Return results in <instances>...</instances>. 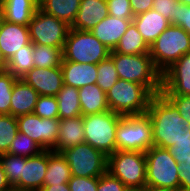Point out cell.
<instances>
[{"label":"cell","mask_w":190,"mask_h":191,"mask_svg":"<svg viewBox=\"0 0 190 191\" xmlns=\"http://www.w3.org/2000/svg\"><path fill=\"white\" fill-rule=\"evenodd\" d=\"M133 19L116 18L108 15L90 32L110 51L117 46Z\"/></svg>","instance_id":"cell-18"},{"label":"cell","mask_w":190,"mask_h":191,"mask_svg":"<svg viewBox=\"0 0 190 191\" xmlns=\"http://www.w3.org/2000/svg\"><path fill=\"white\" fill-rule=\"evenodd\" d=\"M109 15L116 18L133 19L130 0H107Z\"/></svg>","instance_id":"cell-37"},{"label":"cell","mask_w":190,"mask_h":191,"mask_svg":"<svg viewBox=\"0 0 190 191\" xmlns=\"http://www.w3.org/2000/svg\"><path fill=\"white\" fill-rule=\"evenodd\" d=\"M33 113L41 118L59 119L56 96L40 95Z\"/></svg>","instance_id":"cell-36"},{"label":"cell","mask_w":190,"mask_h":191,"mask_svg":"<svg viewBox=\"0 0 190 191\" xmlns=\"http://www.w3.org/2000/svg\"><path fill=\"white\" fill-rule=\"evenodd\" d=\"M44 149L26 134L17 132L7 153L22 157H32L40 154Z\"/></svg>","instance_id":"cell-32"},{"label":"cell","mask_w":190,"mask_h":191,"mask_svg":"<svg viewBox=\"0 0 190 191\" xmlns=\"http://www.w3.org/2000/svg\"><path fill=\"white\" fill-rule=\"evenodd\" d=\"M146 114L152 123L154 146L168 149L190 133V125L162 93L151 98Z\"/></svg>","instance_id":"cell-1"},{"label":"cell","mask_w":190,"mask_h":191,"mask_svg":"<svg viewBox=\"0 0 190 191\" xmlns=\"http://www.w3.org/2000/svg\"><path fill=\"white\" fill-rule=\"evenodd\" d=\"M125 188L126 186L108 171L99 177L97 191H124Z\"/></svg>","instance_id":"cell-40"},{"label":"cell","mask_w":190,"mask_h":191,"mask_svg":"<svg viewBox=\"0 0 190 191\" xmlns=\"http://www.w3.org/2000/svg\"><path fill=\"white\" fill-rule=\"evenodd\" d=\"M48 165V150L28 157L23 162L20 177V191H39L43 187L44 177Z\"/></svg>","instance_id":"cell-16"},{"label":"cell","mask_w":190,"mask_h":191,"mask_svg":"<svg viewBox=\"0 0 190 191\" xmlns=\"http://www.w3.org/2000/svg\"><path fill=\"white\" fill-rule=\"evenodd\" d=\"M99 177L72 176L68 181L70 191H97Z\"/></svg>","instance_id":"cell-39"},{"label":"cell","mask_w":190,"mask_h":191,"mask_svg":"<svg viewBox=\"0 0 190 191\" xmlns=\"http://www.w3.org/2000/svg\"><path fill=\"white\" fill-rule=\"evenodd\" d=\"M107 171L125 186L146 187L144 152L116 150L107 156Z\"/></svg>","instance_id":"cell-9"},{"label":"cell","mask_w":190,"mask_h":191,"mask_svg":"<svg viewBox=\"0 0 190 191\" xmlns=\"http://www.w3.org/2000/svg\"><path fill=\"white\" fill-rule=\"evenodd\" d=\"M33 60V43L30 42L7 61L6 70L13 76L22 78L34 67Z\"/></svg>","instance_id":"cell-29"},{"label":"cell","mask_w":190,"mask_h":191,"mask_svg":"<svg viewBox=\"0 0 190 191\" xmlns=\"http://www.w3.org/2000/svg\"><path fill=\"white\" fill-rule=\"evenodd\" d=\"M34 1L39 5L41 0H34Z\"/></svg>","instance_id":"cell-52"},{"label":"cell","mask_w":190,"mask_h":191,"mask_svg":"<svg viewBox=\"0 0 190 191\" xmlns=\"http://www.w3.org/2000/svg\"><path fill=\"white\" fill-rule=\"evenodd\" d=\"M182 27L190 35V5L177 2V9L173 15V24Z\"/></svg>","instance_id":"cell-41"},{"label":"cell","mask_w":190,"mask_h":191,"mask_svg":"<svg viewBox=\"0 0 190 191\" xmlns=\"http://www.w3.org/2000/svg\"><path fill=\"white\" fill-rule=\"evenodd\" d=\"M115 136L117 151L145 153L154 146L152 123L147 114L122 116Z\"/></svg>","instance_id":"cell-5"},{"label":"cell","mask_w":190,"mask_h":191,"mask_svg":"<svg viewBox=\"0 0 190 191\" xmlns=\"http://www.w3.org/2000/svg\"><path fill=\"white\" fill-rule=\"evenodd\" d=\"M186 53H190V35L182 27L172 24L149 50L153 64L161 74Z\"/></svg>","instance_id":"cell-4"},{"label":"cell","mask_w":190,"mask_h":191,"mask_svg":"<svg viewBox=\"0 0 190 191\" xmlns=\"http://www.w3.org/2000/svg\"><path fill=\"white\" fill-rule=\"evenodd\" d=\"M30 41L37 45L63 48L70 26L39 8L33 15L29 25Z\"/></svg>","instance_id":"cell-11"},{"label":"cell","mask_w":190,"mask_h":191,"mask_svg":"<svg viewBox=\"0 0 190 191\" xmlns=\"http://www.w3.org/2000/svg\"><path fill=\"white\" fill-rule=\"evenodd\" d=\"M146 187H139V186H126L124 191H145Z\"/></svg>","instance_id":"cell-48"},{"label":"cell","mask_w":190,"mask_h":191,"mask_svg":"<svg viewBox=\"0 0 190 191\" xmlns=\"http://www.w3.org/2000/svg\"><path fill=\"white\" fill-rule=\"evenodd\" d=\"M161 93L190 96V53L184 54L161 74Z\"/></svg>","instance_id":"cell-13"},{"label":"cell","mask_w":190,"mask_h":191,"mask_svg":"<svg viewBox=\"0 0 190 191\" xmlns=\"http://www.w3.org/2000/svg\"><path fill=\"white\" fill-rule=\"evenodd\" d=\"M26 157L9 153L0 154V164L6 173L8 182L16 191H20V177L22 176L23 162Z\"/></svg>","instance_id":"cell-31"},{"label":"cell","mask_w":190,"mask_h":191,"mask_svg":"<svg viewBox=\"0 0 190 191\" xmlns=\"http://www.w3.org/2000/svg\"><path fill=\"white\" fill-rule=\"evenodd\" d=\"M39 191H70L68 183L57 185H43Z\"/></svg>","instance_id":"cell-47"},{"label":"cell","mask_w":190,"mask_h":191,"mask_svg":"<svg viewBox=\"0 0 190 191\" xmlns=\"http://www.w3.org/2000/svg\"><path fill=\"white\" fill-rule=\"evenodd\" d=\"M40 95L21 78H17L12 88L10 115L18 117L32 114Z\"/></svg>","instance_id":"cell-20"},{"label":"cell","mask_w":190,"mask_h":191,"mask_svg":"<svg viewBox=\"0 0 190 191\" xmlns=\"http://www.w3.org/2000/svg\"><path fill=\"white\" fill-rule=\"evenodd\" d=\"M153 96L144 85L124 79H118L106 92L110 111L121 116L146 114Z\"/></svg>","instance_id":"cell-3"},{"label":"cell","mask_w":190,"mask_h":191,"mask_svg":"<svg viewBox=\"0 0 190 191\" xmlns=\"http://www.w3.org/2000/svg\"><path fill=\"white\" fill-rule=\"evenodd\" d=\"M132 21L149 46L171 25L169 20L153 9L134 16Z\"/></svg>","instance_id":"cell-23"},{"label":"cell","mask_w":190,"mask_h":191,"mask_svg":"<svg viewBox=\"0 0 190 191\" xmlns=\"http://www.w3.org/2000/svg\"><path fill=\"white\" fill-rule=\"evenodd\" d=\"M178 164L190 160V133L168 148Z\"/></svg>","instance_id":"cell-38"},{"label":"cell","mask_w":190,"mask_h":191,"mask_svg":"<svg viewBox=\"0 0 190 191\" xmlns=\"http://www.w3.org/2000/svg\"><path fill=\"white\" fill-rule=\"evenodd\" d=\"M177 2V0H154L152 9L169 20L170 24H173Z\"/></svg>","instance_id":"cell-43"},{"label":"cell","mask_w":190,"mask_h":191,"mask_svg":"<svg viewBox=\"0 0 190 191\" xmlns=\"http://www.w3.org/2000/svg\"><path fill=\"white\" fill-rule=\"evenodd\" d=\"M81 0H41L39 9L71 26L77 16Z\"/></svg>","instance_id":"cell-26"},{"label":"cell","mask_w":190,"mask_h":191,"mask_svg":"<svg viewBox=\"0 0 190 191\" xmlns=\"http://www.w3.org/2000/svg\"><path fill=\"white\" fill-rule=\"evenodd\" d=\"M30 42L28 26L10 23L0 17V51L6 61Z\"/></svg>","instance_id":"cell-15"},{"label":"cell","mask_w":190,"mask_h":191,"mask_svg":"<svg viewBox=\"0 0 190 191\" xmlns=\"http://www.w3.org/2000/svg\"><path fill=\"white\" fill-rule=\"evenodd\" d=\"M14 188L8 182L6 173L3 170L2 165L0 164V191H13Z\"/></svg>","instance_id":"cell-46"},{"label":"cell","mask_w":190,"mask_h":191,"mask_svg":"<svg viewBox=\"0 0 190 191\" xmlns=\"http://www.w3.org/2000/svg\"><path fill=\"white\" fill-rule=\"evenodd\" d=\"M178 110L179 114L190 125V96L164 95Z\"/></svg>","instance_id":"cell-42"},{"label":"cell","mask_w":190,"mask_h":191,"mask_svg":"<svg viewBox=\"0 0 190 191\" xmlns=\"http://www.w3.org/2000/svg\"><path fill=\"white\" fill-rule=\"evenodd\" d=\"M72 176L100 177L107 171V156L90 144L82 143L61 151Z\"/></svg>","instance_id":"cell-10"},{"label":"cell","mask_w":190,"mask_h":191,"mask_svg":"<svg viewBox=\"0 0 190 191\" xmlns=\"http://www.w3.org/2000/svg\"><path fill=\"white\" fill-rule=\"evenodd\" d=\"M82 116L109 111L106 93L96 84L78 89Z\"/></svg>","instance_id":"cell-24"},{"label":"cell","mask_w":190,"mask_h":191,"mask_svg":"<svg viewBox=\"0 0 190 191\" xmlns=\"http://www.w3.org/2000/svg\"><path fill=\"white\" fill-rule=\"evenodd\" d=\"M177 168L179 170V189L190 191V160L178 164Z\"/></svg>","instance_id":"cell-44"},{"label":"cell","mask_w":190,"mask_h":191,"mask_svg":"<svg viewBox=\"0 0 190 191\" xmlns=\"http://www.w3.org/2000/svg\"><path fill=\"white\" fill-rule=\"evenodd\" d=\"M146 187L178 190V163L167 148L152 146L145 152Z\"/></svg>","instance_id":"cell-6"},{"label":"cell","mask_w":190,"mask_h":191,"mask_svg":"<svg viewBox=\"0 0 190 191\" xmlns=\"http://www.w3.org/2000/svg\"><path fill=\"white\" fill-rule=\"evenodd\" d=\"M109 15L107 2L103 0H81L77 16L70 28L91 31Z\"/></svg>","instance_id":"cell-17"},{"label":"cell","mask_w":190,"mask_h":191,"mask_svg":"<svg viewBox=\"0 0 190 191\" xmlns=\"http://www.w3.org/2000/svg\"><path fill=\"white\" fill-rule=\"evenodd\" d=\"M97 71L96 84L106 93L119 79L113 59L109 56L102 60L97 64Z\"/></svg>","instance_id":"cell-34"},{"label":"cell","mask_w":190,"mask_h":191,"mask_svg":"<svg viewBox=\"0 0 190 191\" xmlns=\"http://www.w3.org/2000/svg\"><path fill=\"white\" fill-rule=\"evenodd\" d=\"M56 98L59 119L75 118L82 115L77 88L63 84Z\"/></svg>","instance_id":"cell-28"},{"label":"cell","mask_w":190,"mask_h":191,"mask_svg":"<svg viewBox=\"0 0 190 191\" xmlns=\"http://www.w3.org/2000/svg\"><path fill=\"white\" fill-rule=\"evenodd\" d=\"M84 137L82 115L75 118L59 119V136L51 151L61 152L66 148L82 144Z\"/></svg>","instance_id":"cell-22"},{"label":"cell","mask_w":190,"mask_h":191,"mask_svg":"<svg viewBox=\"0 0 190 191\" xmlns=\"http://www.w3.org/2000/svg\"><path fill=\"white\" fill-rule=\"evenodd\" d=\"M63 48L33 44V63L38 68H54L61 66Z\"/></svg>","instance_id":"cell-30"},{"label":"cell","mask_w":190,"mask_h":191,"mask_svg":"<svg viewBox=\"0 0 190 191\" xmlns=\"http://www.w3.org/2000/svg\"><path fill=\"white\" fill-rule=\"evenodd\" d=\"M181 4L190 5V0H177Z\"/></svg>","instance_id":"cell-51"},{"label":"cell","mask_w":190,"mask_h":191,"mask_svg":"<svg viewBox=\"0 0 190 191\" xmlns=\"http://www.w3.org/2000/svg\"><path fill=\"white\" fill-rule=\"evenodd\" d=\"M16 79L9 71H0V114H10L12 88Z\"/></svg>","instance_id":"cell-35"},{"label":"cell","mask_w":190,"mask_h":191,"mask_svg":"<svg viewBox=\"0 0 190 191\" xmlns=\"http://www.w3.org/2000/svg\"><path fill=\"white\" fill-rule=\"evenodd\" d=\"M153 2L154 0H130L133 15L136 16L151 10L153 8Z\"/></svg>","instance_id":"cell-45"},{"label":"cell","mask_w":190,"mask_h":191,"mask_svg":"<svg viewBox=\"0 0 190 191\" xmlns=\"http://www.w3.org/2000/svg\"><path fill=\"white\" fill-rule=\"evenodd\" d=\"M39 95L56 96L63 87L61 67L38 68L33 67L22 78Z\"/></svg>","instance_id":"cell-14"},{"label":"cell","mask_w":190,"mask_h":191,"mask_svg":"<svg viewBox=\"0 0 190 191\" xmlns=\"http://www.w3.org/2000/svg\"><path fill=\"white\" fill-rule=\"evenodd\" d=\"M145 191H174V190L146 187Z\"/></svg>","instance_id":"cell-50"},{"label":"cell","mask_w":190,"mask_h":191,"mask_svg":"<svg viewBox=\"0 0 190 191\" xmlns=\"http://www.w3.org/2000/svg\"><path fill=\"white\" fill-rule=\"evenodd\" d=\"M38 8L34 0H1L0 17L10 23L28 26Z\"/></svg>","instance_id":"cell-21"},{"label":"cell","mask_w":190,"mask_h":191,"mask_svg":"<svg viewBox=\"0 0 190 191\" xmlns=\"http://www.w3.org/2000/svg\"><path fill=\"white\" fill-rule=\"evenodd\" d=\"M63 84L77 89L96 83L97 64L62 61Z\"/></svg>","instance_id":"cell-19"},{"label":"cell","mask_w":190,"mask_h":191,"mask_svg":"<svg viewBox=\"0 0 190 191\" xmlns=\"http://www.w3.org/2000/svg\"><path fill=\"white\" fill-rule=\"evenodd\" d=\"M118 78L144 85L153 95L161 93V73L149 53L126 55L110 52Z\"/></svg>","instance_id":"cell-2"},{"label":"cell","mask_w":190,"mask_h":191,"mask_svg":"<svg viewBox=\"0 0 190 191\" xmlns=\"http://www.w3.org/2000/svg\"><path fill=\"white\" fill-rule=\"evenodd\" d=\"M6 64H7V61L4 59V57L0 51V71L6 70Z\"/></svg>","instance_id":"cell-49"},{"label":"cell","mask_w":190,"mask_h":191,"mask_svg":"<svg viewBox=\"0 0 190 191\" xmlns=\"http://www.w3.org/2000/svg\"><path fill=\"white\" fill-rule=\"evenodd\" d=\"M18 132L16 117L0 114V154L7 153Z\"/></svg>","instance_id":"cell-33"},{"label":"cell","mask_w":190,"mask_h":191,"mask_svg":"<svg viewBox=\"0 0 190 191\" xmlns=\"http://www.w3.org/2000/svg\"><path fill=\"white\" fill-rule=\"evenodd\" d=\"M110 52L90 31L70 28L62 50V61L98 64L107 59Z\"/></svg>","instance_id":"cell-7"},{"label":"cell","mask_w":190,"mask_h":191,"mask_svg":"<svg viewBox=\"0 0 190 191\" xmlns=\"http://www.w3.org/2000/svg\"><path fill=\"white\" fill-rule=\"evenodd\" d=\"M71 177L69 164L62 153L48 150V165L43 185L68 183Z\"/></svg>","instance_id":"cell-25"},{"label":"cell","mask_w":190,"mask_h":191,"mask_svg":"<svg viewBox=\"0 0 190 191\" xmlns=\"http://www.w3.org/2000/svg\"><path fill=\"white\" fill-rule=\"evenodd\" d=\"M18 131L26 134L44 150H51L59 136V119L41 118L34 113L16 117Z\"/></svg>","instance_id":"cell-12"},{"label":"cell","mask_w":190,"mask_h":191,"mask_svg":"<svg viewBox=\"0 0 190 191\" xmlns=\"http://www.w3.org/2000/svg\"><path fill=\"white\" fill-rule=\"evenodd\" d=\"M122 116L107 111L83 116L84 143L102 151L106 156L116 151V128Z\"/></svg>","instance_id":"cell-8"},{"label":"cell","mask_w":190,"mask_h":191,"mask_svg":"<svg viewBox=\"0 0 190 191\" xmlns=\"http://www.w3.org/2000/svg\"><path fill=\"white\" fill-rule=\"evenodd\" d=\"M149 50L150 46L145 42L132 21L113 51L119 54L135 55L149 53Z\"/></svg>","instance_id":"cell-27"}]
</instances>
